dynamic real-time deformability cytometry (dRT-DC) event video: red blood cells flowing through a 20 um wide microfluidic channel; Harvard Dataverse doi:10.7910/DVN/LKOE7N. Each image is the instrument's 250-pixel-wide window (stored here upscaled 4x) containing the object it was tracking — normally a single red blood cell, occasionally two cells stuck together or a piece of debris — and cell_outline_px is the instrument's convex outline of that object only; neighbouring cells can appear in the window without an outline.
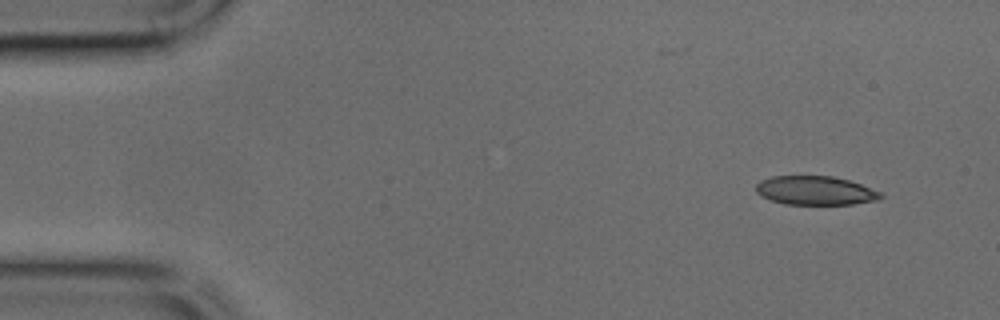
{"species": "common noctule bat (a hibernating species)", "species_latin": "Nyctalus noctula", "temperature_condition": "cold", "stored_images_in_passage": 43, "camera_frame_rate_fps": 3000, "um_per_image_px": 0.085, "animal": {"sex": "male", "body_mass_g": 17.9, "forearm_length_mm": 54.2}, "frame": {"image": 1, "passage_image": 3, "time_ms": 0.667, "image_size_px": [1000, 320], "cell_outline_px": [[884, 196], [876, 200], [852, 204], [784, 204], [760, 196], [756, 192], [756, 184], [760, 180], [772, 176], [832, 176], [848, 180], [860, 184], [880, 192]], "centroid_in_image_um": [69.26, 16.19], "position_along_channel_um": 15.7, "area_um2": 20.87}}
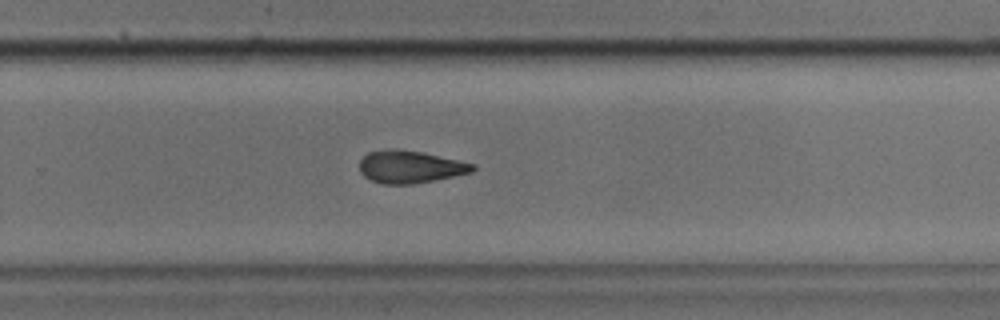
{"frame": {"image": 2, "passage_image": 28, "time_ms": 9.0, "image_size_px": [1000, 320], "cell_outline_px": [[476, 168], [472, 172], [412, 184], [380, 184], [364, 176], [360, 172], [360, 160], [368, 152], [392, 148], [396, 148], [424, 152], [476, 164]], "centroid_in_image_um": [34.85, 14.16], "position_along_channel_um": 294.9, "area_um2": 21.44}}
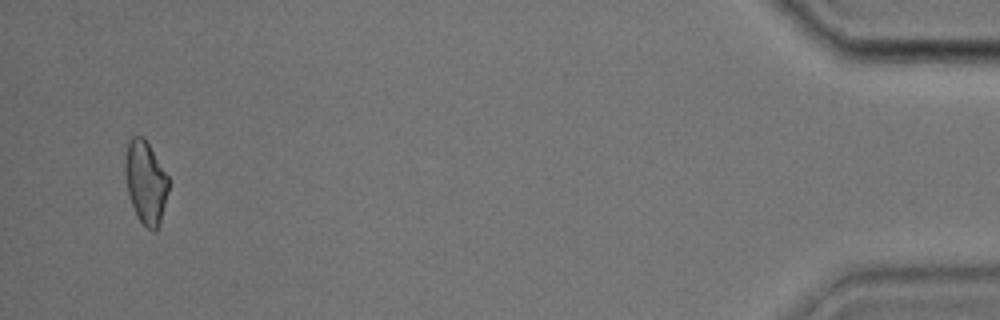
{"frame": {"image": 3, "passage_image": 42, "time_ms": 13.667, "image_size_px": [1000, 320], "cell_outline_px": [[168, 192], [160, 224], [156, 232], [152, 232], [140, 220], [132, 204], [128, 192], [124, 172], [124, 164], [128, 144], [132, 136], [144, 136], [168, 176]], "centroid_in_image_um": [12.39, 15.49], "position_along_channel_um": 422.8, "area_um2": 20.81}}